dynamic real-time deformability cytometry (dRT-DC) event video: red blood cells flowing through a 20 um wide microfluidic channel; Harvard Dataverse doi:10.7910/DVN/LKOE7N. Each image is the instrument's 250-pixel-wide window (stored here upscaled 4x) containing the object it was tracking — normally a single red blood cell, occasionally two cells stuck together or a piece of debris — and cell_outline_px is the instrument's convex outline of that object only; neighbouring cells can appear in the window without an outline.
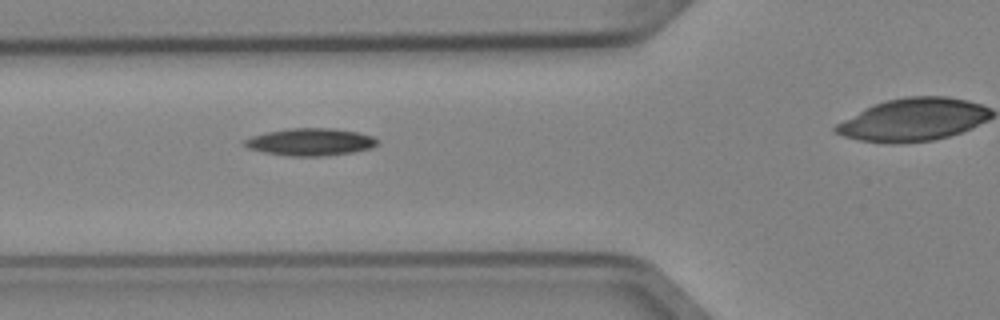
{"species": "Egyptian fruit bat (a non-hibernating species)", "species_latin": "Rousettus aegyptiacus", "temperature_condition": "cold", "stored_images_in_passage": 4, "camera_frame_rate_fps": 3000, "um_per_image_px": 0.085, "animal": {"sex": "female"}, "frame": {"image": 1, "passage_image": 3, "time_ms": 0.667, "image_size_px": [1000, 320], "cell_outline_px": [[380, 140], [372, 148], [352, 152], [324, 156], [288, 156], [264, 152], [248, 148], [244, 144], [244, 140], [252, 136], [268, 132], [288, 128], [332, 128], [356, 132], [372, 136]], "centroid_in_image_um": [26.4, 12.07], "position_along_channel_um": 99.4, "area_um2": 21.04}}